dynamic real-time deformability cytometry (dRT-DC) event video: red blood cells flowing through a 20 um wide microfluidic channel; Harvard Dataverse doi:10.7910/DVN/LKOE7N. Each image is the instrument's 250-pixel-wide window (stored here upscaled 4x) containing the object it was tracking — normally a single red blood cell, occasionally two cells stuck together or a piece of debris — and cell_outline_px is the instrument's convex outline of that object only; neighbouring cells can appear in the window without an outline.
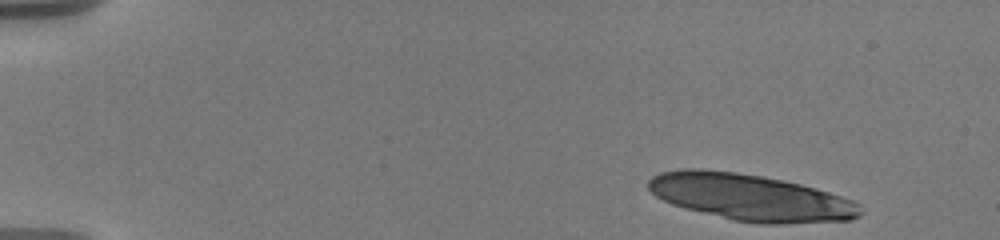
{"species": "human", "species_latin": "Homo sapiens", "temperature_condition": "warm", "stored_images_in_passage": 14, "camera_frame_rate_fps": 3000, "um_per_image_px": 0.085, "donor": {"sex": "male"}, "frame": {"image": 1, "passage_image": 1, "time_ms": 0.0, "image_size_px": [1000, 240], "cell_outline_px": [[864, 212], [860, 216], [852, 220], [780, 224], [760, 224], [736, 220], [684, 208], [672, 204], [656, 196], [648, 188], [648, 180], [652, 176], [660, 172], [684, 168], [700, 168], [736, 172], [764, 176], [784, 180], [816, 188], [852, 200], [860, 204]], "centroid_in_image_um": [63.81, 16.77], "position_along_channel_um": 21.2, "area_um2": 57.68}}
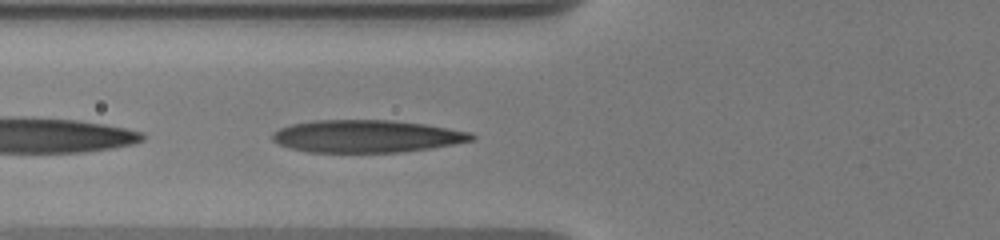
{"frame": {"image": 2, "passage_image": 11, "time_ms": 5.667, "image_size_px": [1000, 240], "cell_outline_px": [[476, 136], [472, 140], [432, 148], [396, 152], [308, 152], [292, 148], [280, 144], [272, 140], [272, 136], [280, 128], [292, 124], [312, 120], [392, 120], [424, 124], [472, 132]], "centroid_in_image_um": [31.18, 11.57], "position_along_channel_um": 94.6, "area_um2": 37.45}}